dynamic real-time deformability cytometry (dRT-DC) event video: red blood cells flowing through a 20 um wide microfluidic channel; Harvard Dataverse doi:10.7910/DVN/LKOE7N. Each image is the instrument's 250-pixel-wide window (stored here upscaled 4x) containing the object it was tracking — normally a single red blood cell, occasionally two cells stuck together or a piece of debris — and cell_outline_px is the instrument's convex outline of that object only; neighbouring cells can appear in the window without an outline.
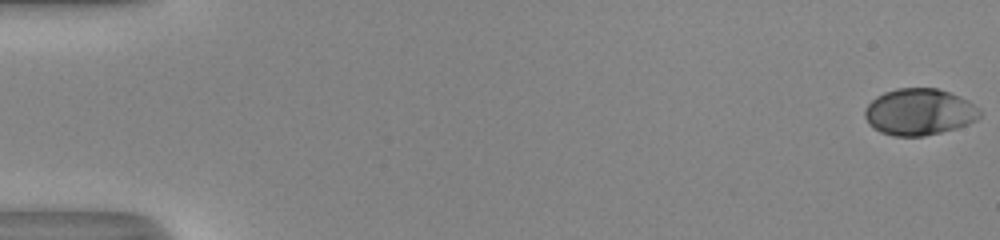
{"species": "human", "species_latin": "Homo sapiens", "temperature_condition": "room temperature", "stored_images_in_passage": 47, "camera_frame_rate_fps": 3000, "um_per_image_px": 0.085, "donor": {"sex": "male"}, "frame": {"image": 1, "passage_image": 1, "time_ms": 0.0, "image_size_px": [1000, 240], "cell_outline_px": [[980, 116], [976, 120], [968, 124], [956, 128], [924, 136], [892, 136], [880, 132], [872, 128], [868, 124], [864, 116], [864, 108], [876, 96], [884, 92], [896, 88], [936, 88], [960, 96], [968, 100], [980, 108]], "centroid_in_image_um": [78.11, 9.51], "position_along_channel_um": 6.9, "area_um2": 31.44}}
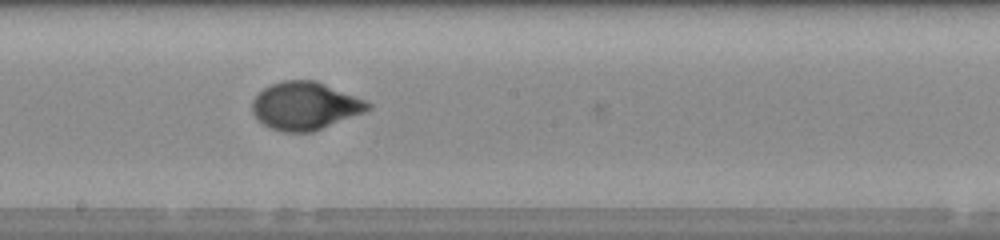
{"frame": {"image": 2, "passage_image": 31, "time_ms": 10.0, "image_size_px": [1000, 240], "cell_outline_px": [[372, 108], [364, 112], [312, 132], [284, 132], [272, 128], [256, 120], [252, 112], [252, 100], [264, 88], [272, 84], [284, 80], [316, 80], [364, 100], [372, 104]], "centroid_in_image_um": [25.91, 9.0], "position_along_channel_um": 222.3, "area_um2": 32.02}}
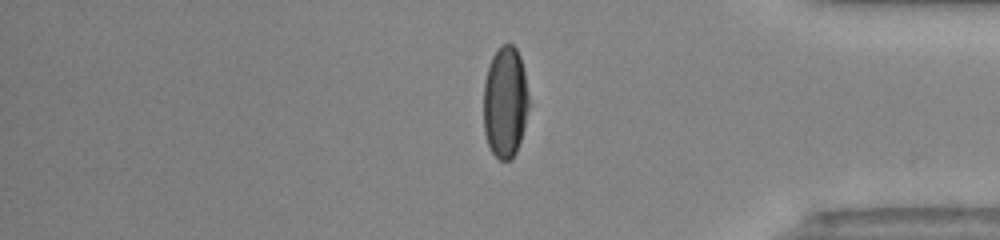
{"frame": {"image": 3, "passage_image": 45, "time_ms": 14.667, "image_size_px": [1000, 240], "cell_outline_px": [[528, 108], [520, 140], [516, 152], [508, 160], [500, 160], [492, 152], [488, 144], [484, 132], [484, 80], [492, 56], [500, 44], [512, 44], [516, 48], [520, 56], [524, 72], [528, 96]], "centroid_in_image_um": [42.92, 8.65], "position_along_channel_um": 392.3, "area_um2": 29.19}}